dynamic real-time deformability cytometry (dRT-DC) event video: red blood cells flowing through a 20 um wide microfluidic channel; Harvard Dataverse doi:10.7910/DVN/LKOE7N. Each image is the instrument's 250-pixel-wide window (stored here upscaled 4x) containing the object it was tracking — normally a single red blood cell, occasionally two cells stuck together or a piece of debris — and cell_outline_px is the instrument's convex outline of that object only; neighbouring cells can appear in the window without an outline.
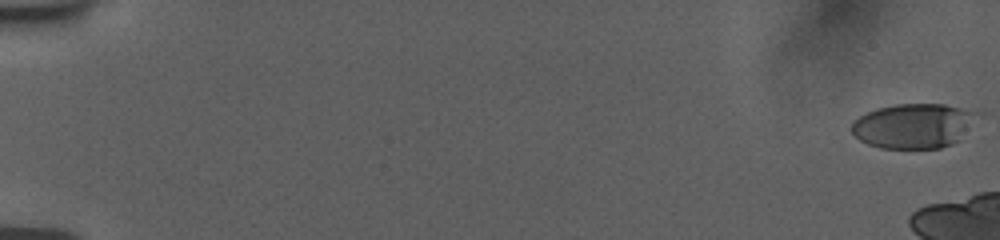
{"species": "human", "species_latin": "Homo sapiens", "temperature_condition": "room temperature", "stored_images_in_passage": 11, "camera_frame_rate_fps": 3000, "um_per_image_px": 0.085, "donor": {"sex": "female"}, "frame": {"image": 1, "passage_image": 1, "time_ms": 0.0, "image_size_px": [1000, 240], "cell_outline_px": [[984, 112], [952, 144], [940, 148], [880, 148], [868, 144], [860, 140], [852, 132], [852, 120], [876, 108], [896, 104], [944, 104]], "centroid_in_image_um": [77.67, 10.67], "position_along_channel_um": 7.3, "area_um2": 32.77}}